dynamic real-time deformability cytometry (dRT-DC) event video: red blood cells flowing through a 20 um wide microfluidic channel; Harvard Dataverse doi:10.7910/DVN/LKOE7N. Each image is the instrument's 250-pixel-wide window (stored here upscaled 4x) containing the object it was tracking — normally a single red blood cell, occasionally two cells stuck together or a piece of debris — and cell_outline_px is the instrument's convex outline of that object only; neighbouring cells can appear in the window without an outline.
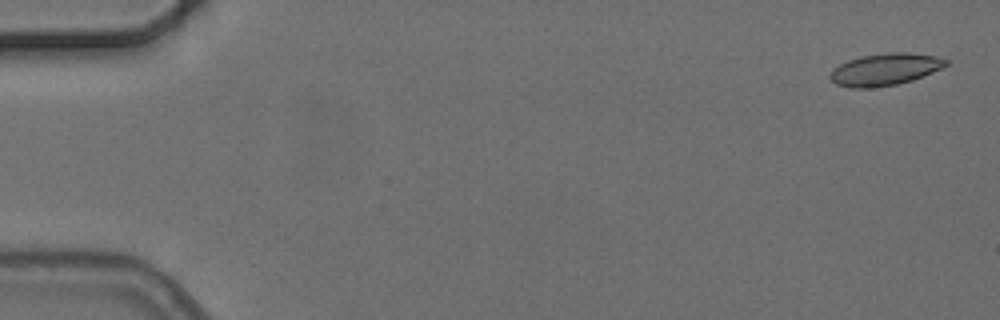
{"species": "common noctule bat (a hibernating species)", "species_latin": "Nyctalus noctula", "temperature_condition": "cold", "stored_images_in_passage": 5, "segment_of_instrument_passage": [2, 2], "camera_frame_rate_fps": 3000, "um_per_image_px": 0.085, "animal": {"sex": "female", "body_mass_g": 24.6, "forearm_length_mm": 56.2}, "frame": {"image": 1, "passage_image": 5, "time_ms": 5.667, "image_size_px": [1000, 320], "cell_outline_px": [[948, 64], [932, 72], [912, 80], [896, 84], [872, 88], [852, 88], [836, 84], [828, 76], [832, 68], [848, 60], [860, 56], [888, 52], [904, 52], [936, 56], [948, 60]], "centroid_in_image_um": [75.18, 5.89], "position_along_channel_um": 9.8, "area_um2": 21.56}}